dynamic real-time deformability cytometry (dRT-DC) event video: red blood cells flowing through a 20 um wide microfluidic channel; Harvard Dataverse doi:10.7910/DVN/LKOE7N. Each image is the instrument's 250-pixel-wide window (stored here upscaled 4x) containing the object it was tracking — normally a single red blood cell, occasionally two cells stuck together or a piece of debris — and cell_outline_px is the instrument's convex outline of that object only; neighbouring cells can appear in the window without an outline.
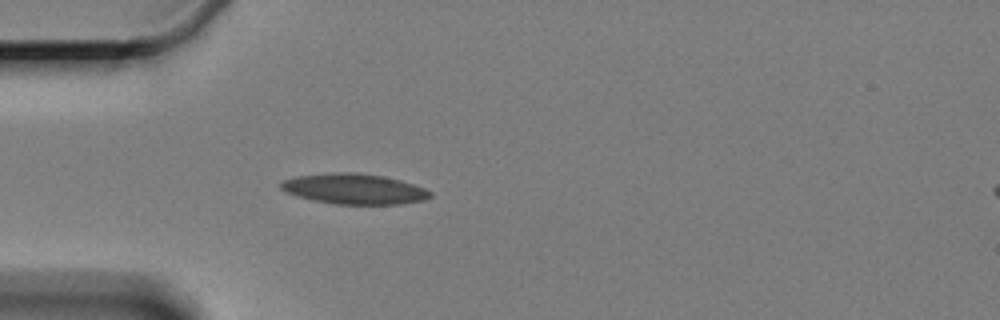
{"species": "Egyptian fruit bat (a non-hibernating species)", "species_latin": "Rousettus aegyptiacus", "temperature_condition": "cold", "stored_images_in_passage": 2, "camera_frame_rate_fps": 3000, "um_per_image_px": 0.085, "animal": {"sex": "female"}, "frame": {"image": 1, "passage_image": 2, "time_ms": 1.333, "image_size_px": [1000, 320], "cell_outline_px": [[432, 196], [424, 200], [400, 204], [332, 204], [312, 200], [288, 192], [280, 188], [280, 184], [284, 180], [296, 176], [332, 172], [356, 172], [384, 176], [400, 180], [424, 188], [432, 192]], "centroid_in_image_um": [30.12, 16.05], "position_along_channel_um": 54.9, "area_um2": 26.41}}